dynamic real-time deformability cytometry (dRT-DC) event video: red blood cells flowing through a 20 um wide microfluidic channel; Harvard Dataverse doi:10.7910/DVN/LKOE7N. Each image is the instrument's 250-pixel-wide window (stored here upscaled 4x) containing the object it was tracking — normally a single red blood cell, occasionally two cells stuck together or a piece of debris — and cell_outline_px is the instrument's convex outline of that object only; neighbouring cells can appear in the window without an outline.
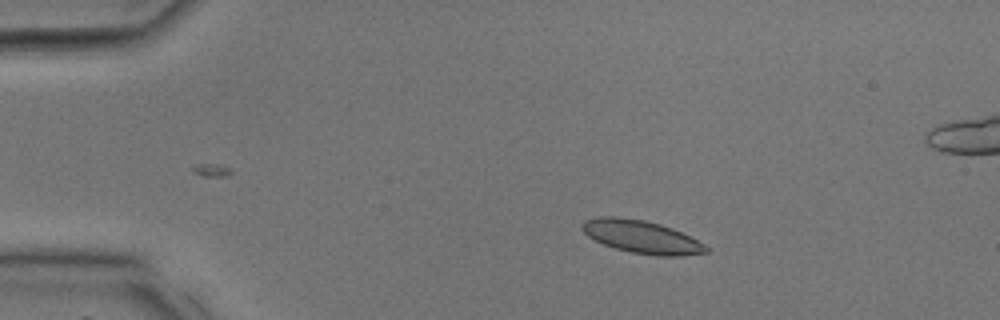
{"species": "common noctule bat (a hibernating species)", "species_latin": "Nyctalus noctula", "temperature_condition": "room temperature", "stored_images_in_passage": 25, "camera_frame_rate_fps": 3000, "um_per_image_px": 0.085, "animal": {"sex": "male", "body_mass_g": 17.9, "forearm_length_mm": 54.2}, "frame": {"image": 1, "passage_image": 1, "time_ms": 0.0, "image_size_px": [1000, 320], "cell_outline_px": [[708, 252], [680, 256], [660, 256], [632, 252], [616, 248], [604, 244], [588, 236], [580, 228], [580, 224], [584, 220], [600, 216], [616, 216], [644, 220], [660, 224], [672, 228], [704, 244], [708, 248]], "centroid_in_image_um": [54.49, 20.11], "position_along_channel_um": 30.5, "area_um2": 23.52}}
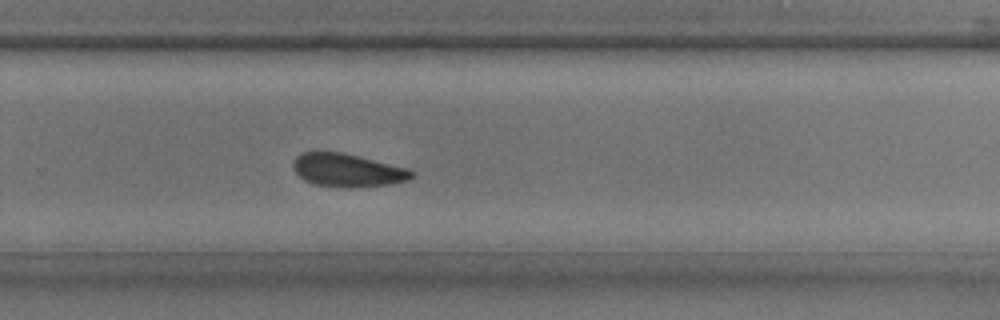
{"frame": {"image": 2, "passage_image": 18, "time_ms": 5.667, "image_size_px": [1000, 320], "cell_outline_px": [[416, 176], [408, 180], [388, 184], [348, 188], [344, 188], [316, 184], [304, 180], [296, 172], [292, 164], [296, 156], [300, 152], [344, 152], [412, 168], [416, 172]], "centroid_in_image_um": [29.61, 14.45], "position_along_channel_um": 300.2, "area_um2": 23.29}}
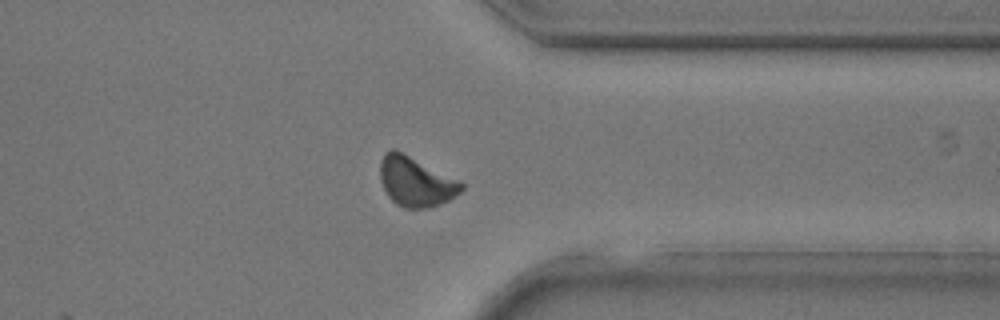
{"frame": {"image": 3, "passage_image": 22, "time_ms": 7.0, "image_size_px": [1000, 320], "cell_outline_px": [[464, 188], [460, 192], [448, 200], [440, 204], [428, 208], [404, 208], [396, 204], [388, 196], [380, 180], [380, 160], [384, 152], [392, 148], [396, 148], [460, 180], [464, 184]], "centroid_in_image_um": [35.33, 15.41], "position_along_channel_um": 376.1, "area_um2": 23.87}}